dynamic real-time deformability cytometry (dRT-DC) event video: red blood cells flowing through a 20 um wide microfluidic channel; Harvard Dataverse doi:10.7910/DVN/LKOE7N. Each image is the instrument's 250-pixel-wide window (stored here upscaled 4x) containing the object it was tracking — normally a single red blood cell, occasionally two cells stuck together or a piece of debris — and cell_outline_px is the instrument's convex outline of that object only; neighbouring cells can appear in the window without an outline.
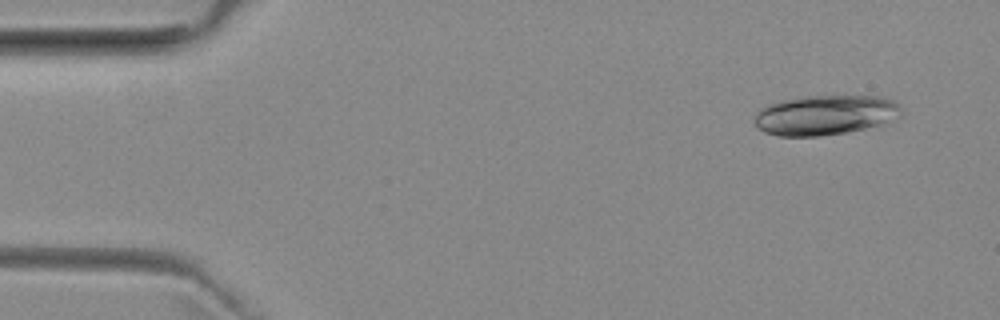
{"species": "common noctule bat (a hibernating species)", "species_latin": "Nyctalus noctula", "temperature_condition": "room temperature", "stored_images_in_passage": 37, "segment_of_instrument_passage": [1, 2], "camera_frame_rate_fps": 3000, "um_per_image_px": 0.085, "animal": {"sex": "female", "body_mass_g": 29.2, "forearm_length_mm": 56.3}, "frame": {"image": 1, "passage_image": 4, "time_ms": 1.0, "image_size_px": [1000, 320], "cell_outline_px": [[900, 116], [880, 124], [848, 132], [820, 136], [776, 136], [764, 132], [752, 120], [756, 112], [760, 108], [768, 104], [808, 96], [880, 96], [896, 100], [900, 104]], "centroid_in_image_um": [70.13, 9.78], "position_along_channel_um": 14.9, "area_um2": 34.04}}
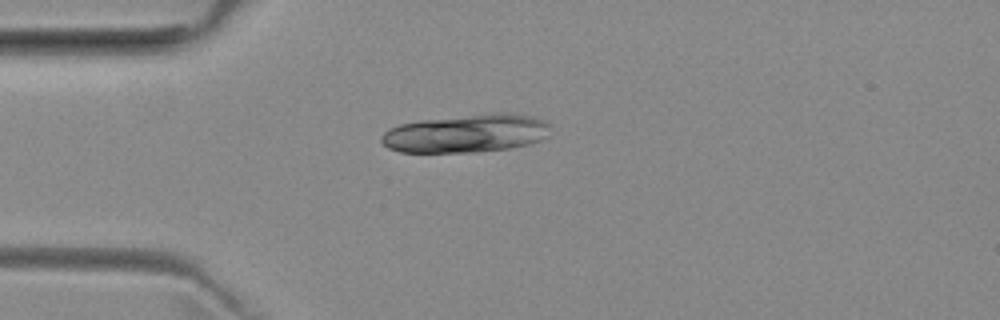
{"frame": {"image": 2, "passage_image": 13, "time_ms": 4.0, "image_size_px": [1000, 320], "cell_outline_px": [[552, 124], [548, 136], [540, 140], [528, 144], [508, 148], [476, 152], [400, 152], [388, 148], [380, 140], [380, 136], [388, 128], [400, 124], [420, 120], [492, 112], [504, 112], [532, 116], [544, 120]], "centroid_in_image_um": [39.65, 11.33], "position_along_channel_um": 45.4, "area_um2": 38.03}}